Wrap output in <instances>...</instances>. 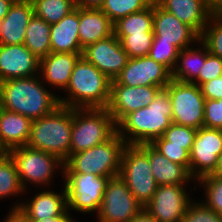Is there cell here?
I'll list each match as a JSON object with an SVG mask.
<instances>
[{
	"label": "cell",
	"mask_w": 222,
	"mask_h": 222,
	"mask_svg": "<svg viewBox=\"0 0 222 222\" xmlns=\"http://www.w3.org/2000/svg\"><path fill=\"white\" fill-rule=\"evenodd\" d=\"M162 88L159 86H124L111 84L108 113L118 124L127 114L148 106Z\"/></svg>",
	"instance_id": "obj_15"
},
{
	"label": "cell",
	"mask_w": 222,
	"mask_h": 222,
	"mask_svg": "<svg viewBox=\"0 0 222 222\" xmlns=\"http://www.w3.org/2000/svg\"><path fill=\"white\" fill-rule=\"evenodd\" d=\"M198 43L201 49L190 46L179 51L177 62L171 71L172 79L193 83L199 77L206 60V45L201 40Z\"/></svg>",
	"instance_id": "obj_27"
},
{
	"label": "cell",
	"mask_w": 222,
	"mask_h": 222,
	"mask_svg": "<svg viewBox=\"0 0 222 222\" xmlns=\"http://www.w3.org/2000/svg\"><path fill=\"white\" fill-rule=\"evenodd\" d=\"M171 79V71L148 55L129 58L126 66L111 84L131 87L159 86L164 89Z\"/></svg>",
	"instance_id": "obj_12"
},
{
	"label": "cell",
	"mask_w": 222,
	"mask_h": 222,
	"mask_svg": "<svg viewBox=\"0 0 222 222\" xmlns=\"http://www.w3.org/2000/svg\"><path fill=\"white\" fill-rule=\"evenodd\" d=\"M181 22L192 27L199 35L203 33L211 16V4L207 0H154Z\"/></svg>",
	"instance_id": "obj_20"
},
{
	"label": "cell",
	"mask_w": 222,
	"mask_h": 222,
	"mask_svg": "<svg viewBox=\"0 0 222 222\" xmlns=\"http://www.w3.org/2000/svg\"><path fill=\"white\" fill-rule=\"evenodd\" d=\"M79 7L50 28L51 52L83 53L79 37Z\"/></svg>",
	"instance_id": "obj_25"
},
{
	"label": "cell",
	"mask_w": 222,
	"mask_h": 222,
	"mask_svg": "<svg viewBox=\"0 0 222 222\" xmlns=\"http://www.w3.org/2000/svg\"><path fill=\"white\" fill-rule=\"evenodd\" d=\"M203 127L222 130V99H205Z\"/></svg>",
	"instance_id": "obj_41"
},
{
	"label": "cell",
	"mask_w": 222,
	"mask_h": 222,
	"mask_svg": "<svg viewBox=\"0 0 222 222\" xmlns=\"http://www.w3.org/2000/svg\"><path fill=\"white\" fill-rule=\"evenodd\" d=\"M73 108L60 105L50 114L32 121L26 146L56 155L63 162L70 156Z\"/></svg>",
	"instance_id": "obj_4"
},
{
	"label": "cell",
	"mask_w": 222,
	"mask_h": 222,
	"mask_svg": "<svg viewBox=\"0 0 222 222\" xmlns=\"http://www.w3.org/2000/svg\"><path fill=\"white\" fill-rule=\"evenodd\" d=\"M33 15L31 0L13 2L0 21V44H24L25 32Z\"/></svg>",
	"instance_id": "obj_21"
},
{
	"label": "cell",
	"mask_w": 222,
	"mask_h": 222,
	"mask_svg": "<svg viewBox=\"0 0 222 222\" xmlns=\"http://www.w3.org/2000/svg\"><path fill=\"white\" fill-rule=\"evenodd\" d=\"M34 15L49 25L58 23L64 16L76 9L75 0H31Z\"/></svg>",
	"instance_id": "obj_30"
},
{
	"label": "cell",
	"mask_w": 222,
	"mask_h": 222,
	"mask_svg": "<svg viewBox=\"0 0 222 222\" xmlns=\"http://www.w3.org/2000/svg\"><path fill=\"white\" fill-rule=\"evenodd\" d=\"M68 210L92 213L100 210L107 183L111 177L94 174L63 173Z\"/></svg>",
	"instance_id": "obj_10"
},
{
	"label": "cell",
	"mask_w": 222,
	"mask_h": 222,
	"mask_svg": "<svg viewBox=\"0 0 222 222\" xmlns=\"http://www.w3.org/2000/svg\"><path fill=\"white\" fill-rule=\"evenodd\" d=\"M114 34V23L100 9L79 8L78 37L82 49Z\"/></svg>",
	"instance_id": "obj_24"
},
{
	"label": "cell",
	"mask_w": 222,
	"mask_h": 222,
	"mask_svg": "<svg viewBox=\"0 0 222 222\" xmlns=\"http://www.w3.org/2000/svg\"><path fill=\"white\" fill-rule=\"evenodd\" d=\"M185 185H161L144 206L157 222H181L192 202Z\"/></svg>",
	"instance_id": "obj_14"
},
{
	"label": "cell",
	"mask_w": 222,
	"mask_h": 222,
	"mask_svg": "<svg viewBox=\"0 0 222 222\" xmlns=\"http://www.w3.org/2000/svg\"><path fill=\"white\" fill-rule=\"evenodd\" d=\"M171 124L172 104L164 88L148 106L127 114L117 124V133L127 145H140L163 136Z\"/></svg>",
	"instance_id": "obj_2"
},
{
	"label": "cell",
	"mask_w": 222,
	"mask_h": 222,
	"mask_svg": "<svg viewBox=\"0 0 222 222\" xmlns=\"http://www.w3.org/2000/svg\"><path fill=\"white\" fill-rule=\"evenodd\" d=\"M24 191L15 163L7 153H0V199L23 194Z\"/></svg>",
	"instance_id": "obj_31"
},
{
	"label": "cell",
	"mask_w": 222,
	"mask_h": 222,
	"mask_svg": "<svg viewBox=\"0 0 222 222\" xmlns=\"http://www.w3.org/2000/svg\"><path fill=\"white\" fill-rule=\"evenodd\" d=\"M4 222H31L28 218H26L18 209L12 210L7 215Z\"/></svg>",
	"instance_id": "obj_45"
},
{
	"label": "cell",
	"mask_w": 222,
	"mask_h": 222,
	"mask_svg": "<svg viewBox=\"0 0 222 222\" xmlns=\"http://www.w3.org/2000/svg\"><path fill=\"white\" fill-rule=\"evenodd\" d=\"M220 76H222V58L210 54L206 47L205 64L201 68L199 77L193 83L200 87L203 83Z\"/></svg>",
	"instance_id": "obj_40"
},
{
	"label": "cell",
	"mask_w": 222,
	"mask_h": 222,
	"mask_svg": "<svg viewBox=\"0 0 222 222\" xmlns=\"http://www.w3.org/2000/svg\"><path fill=\"white\" fill-rule=\"evenodd\" d=\"M128 222H157L152 215L143 208L139 213L132 217Z\"/></svg>",
	"instance_id": "obj_44"
},
{
	"label": "cell",
	"mask_w": 222,
	"mask_h": 222,
	"mask_svg": "<svg viewBox=\"0 0 222 222\" xmlns=\"http://www.w3.org/2000/svg\"><path fill=\"white\" fill-rule=\"evenodd\" d=\"M200 40L210 54L222 58V13H212Z\"/></svg>",
	"instance_id": "obj_33"
},
{
	"label": "cell",
	"mask_w": 222,
	"mask_h": 222,
	"mask_svg": "<svg viewBox=\"0 0 222 222\" xmlns=\"http://www.w3.org/2000/svg\"><path fill=\"white\" fill-rule=\"evenodd\" d=\"M181 222H222V215L208 208L203 202H191Z\"/></svg>",
	"instance_id": "obj_39"
},
{
	"label": "cell",
	"mask_w": 222,
	"mask_h": 222,
	"mask_svg": "<svg viewBox=\"0 0 222 222\" xmlns=\"http://www.w3.org/2000/svg\"><path fill=\"white\" fill-rule=\"evenodd\" d=\"M69 97H59L60 105L69 108H107L111 80L81 56L65 89Z\"/></svg>",
	"instance_id": "obj_3"
},
{
	"label": "cell",
	"mask_w": 222,
	"mask_h": 222,
	"mask_svg": "<svg viewBox=\"0 0 222 222\" xmlns=\"http://www.w3.org/2000/svg\"><path fill=\"white\" fill-rule=\"evenodd\" d=\"M196 133L197 129L172 123L163 137L168 141V145L182 146L190 153Z\"/></svg>",
	"instance_id": "obj_37"
},
{
	"label": "cell",
	"mask_w": 222,
	"mask_h": 222,
	"mask_svg": "<svg viewBox=\"0 0 222 222\" xmlns=\"http://www.w3.org/2000/svg\"><path fill=\"white\" fill-rule=\"evenodd\" d=\"M150 144L170 161L184 166L190 172V153L182 146L168 145L163 136L154 139Z\"/></svg>",
	"instance_id": "obj_36"
},
{
	"label": "cell",
	"mask_w": 222,
	"mask_h": 222,
	"mask_svg": "<svg viewBox=\"0 0 222 222\" xmlns=\"http://www.w3.org/2000/svg\"><path fill=\"white\" fill-rule=\"evenodd\" d=\"M121 47L128 54L129 58L148 56L152 47L153 32H143V34H129L126 36H116Z\"/></svg>",
	"instance_id": "obj_34"
},
{
	"label": "cell",
	"mask_w": 222,
	"mask_h": 222,
	"mask_svg": "<svg viewBox=\"0 0 222 222\" xmlns=\"http://www.w3.org/2000/svg\"><path fill=\"white\" fill-rule=\"evenodd\" d=\"M153 32V2L144 10L120 18L114 23V35L143 34Z\"/></svg>",
	"instance_id": "obj_29"
},
{
	"label": "cell",
	"mask_w": 222,
	"mask_h": 222,
	"mask_svg": "<svg viewBox=\"0 0 222 222\" xmlns=\"http://www.w3.org/2000/svg\"><path fill=\"white\" fill-rule=\"evenodd\" d=\"M178 53L179 50L172 43L153 40L149 56L172 71L177 62Z\"/></svg>",
	"instance_id": "obj_38"
},
{
	"label": "cell",
	"mask_w": 222,
	"mask_h": 222,
	"mask_svg": "<svg viewBox=\"0 0 222 222\" xmlns=\"http://www.w3.org/2000/svg\"><path fill=\"white\" fill-rule=\"evenodd\" d=\"M199 184H203L206 200L202 201L208 208L222 215V177L206 175L199 178Z\"/></svg>",
	"instance_id": "obj_35"
},
{
	"label": "cell",
	"mask_w": 222,
	"mask_h": 222,
	"mask_svg": "<svg viewBox=\"0 0 222 222\" xmlns=\"http://www.w3.org/2000/svg\"><path fill=\"white\" fill-rule=\"evenodd\" d=\"M13 2H22V1H26V0H12Z\"/></svg>",
	"instance_id": "obj_51"
},
{
	"label": "cell",
	"mask_w": 222,
	"mask_h": 222,
	"mask_svg": "<svg viewBox=\"0 0 222 222\" xmlns=\"http://www.w3.org/2000/svg\"><path fill=\"white\" fill-rule=\"evenodd\" d=\"M210 175L216 177H222V153L218 156L217 166Z\"/></svg>",
	"instance_id": "obj_48"
},
{
	"label": "cell",
	"mask_w": 222,
	"mask_h": 222,
	"mask_svg": "<svg viewBox=\"0 0 222 222\" xmlns=\"http://www.w3.org/2000/svg\"><path fill=\"white\" fill-rule=\"evenodd\" d=\"M222 153V130L200 127L190 151V174L199 178L211 174Z\"/></svg>",
	"instance_id": "obj_13"
},
{
	"label": "cell",
	"mask_w": 222,
	"mask_h": 222,
	"mask_svg": "<svg viewBox=\"0 0 222 222\" xmlns=\"http://www.w3.org/2000/svg\"><path fill=\"white\" fill-rule=\"evenodd\" d=\"M40 59L24 44H0V82L38 74Z\"/></svg>",
	"instance_id": "obj_18"
},
{
	"label": "cell",
	"mask_w": 222,
	"mask_h": 222,
	"mask_svg": "<svg viewBox=\"0 0 222 222\" xmlns=\"http://www.w3.org/2000/svg\"><path fill=\"white\" fill-rule=\"evenodd\" d=\"M32 120L19 113L0 108V153L26 146Z\"/></svg>",
	"instance_id": "obj_23"
},
{
	"label": "cell",
	"mask_w": 222,
	"mask_h": 222,
	"mask_svg": "<svg viewBox=\"0 0 222 222\" xmlns=\"http://www.w3.org/2000/svg\"><path fill=\"white\" fill-rule=\"evenodd\" d=\"M153 40L172 43L179 51L200 40V35L153 1ZM191 43V44H190Z\"/></svg>",
	"instance_id": "obj_17"
},
{
	"label": "cell",
	"mask_w": 222,
	"mask_h": 222,
	"mask_svg": "<svg viewBox=\"0 0 222 222\" xmlns=\"http://www.w3.org/2000/svg\"><path fill=\"white\" fill-rule=\"evenodd\" d=\"M148 157L153 177L161 185H185L194 179L182 165L173 163L148 143Z\"/></svg>",
	"instance_id": "obj_26"
},
{
	"label": "cell",
	"mask_w": 222,
	"mask_h": 222,
	"mask_svg": "<svg viewBox=\"0 0 222 222\" xmlns=\"http://www.w3.org/2000/svg\"><path fill=\"white\" fill-rule=\"evenodd\" d=\"M154 0H104L100 10L113 22L147 8Z\"/></svg>",
	"instance_id": "obj_32"
},
{
	"label": "cell",
	"mask_w": 222,
	"mask_h": 222,
	"mask_svg": "<svg viewBox=\"0 0 222 222\" xmlns=\"http://www.w3.org/2000/svg\"><path fill=\"white\" fill-rule=\"evenodd\" d=\"M212 12L222 13V0H216L212 5Z\"/></svg>",
	"instance_id": "obj_49"
},
{
	"label": "cell",
	"mask_w": 222,
	"mask_h": 222,
	"mask_svg": "<svg viewBox=\"0 0 222 222\" xmlns=\"http://www.w3.org/2000/svg\"><path fill=\"white\" fill-rule=\"evenodd\" d=\"M119 176L143 207L153 198L158 184L149 163L148 143L125 146Z\"/></svg>",
	"instance_id": "obj_7"
},
{
	"label": "cell",
	"mask_w": 222,
	"mask_h": 222,
	"mask_svg": "<svg viewBox=\"0 0 222 222\" xmlns=\"http://www.w3.org/2000/svg\"><path fill=\"white\" fill-rule=\"evenodd\" d=\"M82 56L111 81L121 73L129 59L114 34L88 45L83 49Z\"/></svg>",
	"instance_id": "obj_16"
},
{
	"label": "cell",
	"mask_w": 222,
	"mask_h": 222,
	"mask_svg": "<svg viewBox=\"0 0 222 222\" xmlns=\"http://www.w3.org/2000/svg\"><path fill=\"white\" fill-rule=\"evenodd\" d=\"M165 89L172 104V123L197 130L203 127L205 98L201 88L171 79Z\"/></svg>",
	"instance_id": "obj_9"
},
{
	"label": "cell",
	"mask_w": 222,
	"mask_h": 222,
	"mask_svg": "<svg viewBox=\"0 0 222 222\" xmlns=\"http://www.w3.org/2000/svg\"><path fill=\"white\" fill-rule=\"evenodd\" d=\"M143 208L118 175L107 183L97 218L99 222H128Z\"/></svg>",
	"instance_id": "obj_11"
},
{
	"label": "cell",
	"mask_w": 222,
	"mask_h": 222,
	"mask_svg": "<svg viewBox=\"0 0 222 222\" xmlns=\"http://www.w3.org/2000/svg\"><path fill=\"white\" fill-rule=\"evenodd\" d=\"M127 144L116 133L110 140L70 155L63 162V173L94 174L115 177L120 174L121 158Z\"/></svg>",
	"instance_id": "obj_5"
},
{
	"label": "cell",
	"mask_w": 222,
	"mask_h": 222,
	"mask_svg": "<svg viewBox=\"0 0 222 222\" xmlns=\"http://www.w3.org/2000/svg\"><path fill=\"white\" fill-rule=\"evenodd\" d=\"M69 210H67L63 215L58 217H47L45 219L37 220V221H31V222H75V220H72L71 216H69Z\"/></svg>",
	"instance_id": "obj_46"
},
{
	"label": "cell",
	"mask_w": 222,
	"mask_h": 222,
	"mask_svg": "<svg viewBox=\"0 0 222 222\" xmlns=\"http://www.w3.org/2000/svg\"><path fill=\"white\" fill-rule=\"evenodd\" d=\"M50 28L51 25L35 15L27 26L24 45L39 59L51 53Z\"/></svg>",
	"instance_id": "obj_28"
},
{
	"label": "cell",
	"mask_w": 222,
	"mask_h": 222,
	"mask_svg": "<svg viewBox=\"0 0 222 222\" xmlns=\"http://www.w3.org/2000/svg\"><path fill=\"white\" fill-rule=\"evenodd\" d=\"M200 88L205 99H222V76L203 83Z\"/></svg>",
	"instance_id": "obj_42"
},
{
	"label": "cell",
	"mask_w": 222,
	"mask_h": 222,
	"mask_svg": "<svg viewBox=\"0 0 222 222\" xmlns=\"http://www.w3.org/2000/svg\"><path fill=\"white\" fill-rule=\"evenodd\" d=\"M7 154L15 163L24 190L27 182H31L33 185H48L59 165L63 170V161L56 155L28 146L13 148Z\"/></svg>",
	"instance_id": "obj_8"
},
{
	"label": "cell",
	"mask_w": 222,
	"mask_h": 222,
	"mask_svg": "<svg viewBox=\"0 0 222 222\" xmlns=\"http://www.w3.org/2000/svg\"><path fill=\"white\" fill-rule=\"evenodd\" d=\"M37 75L0 82V108L33 120L50 114L60 106L59 96L48 91Z\"/></svg>",
	"instance_id": "obj_1"
},
{
	"label": "cell",
	"mask_w": 222,
	"mask_h": 222,
	"mask_svg": "<svg viewBox=\"0 0 222 222\" xmlns=\"http://www.w3.org/2000/svg\"><path fill=\"white\" fill-rule=\"evenodd\" d=\"M12 4H13L12 0H0V21L8 13Z\"/></svg>",
	"instance_id": "obj_47"
},
{
	"label": "cell",
	"mask_w": 222,
	"mask_h": 222,
	"mask_svg": "<svg viewBox=\"0 0 222 222\" xmlns=\"http://www.w3.org/2000/svg\"><path fill=\"white\" fill-rule=\"evenodd\" d=\"M62 193L43 191L37 193L30 203H16L12 210H19L30 221H37L47 217H58L68 210L65 186Z\"/></svg>",
	"instance_id": "obj_19"
},
{
	"label": "cell",
	"mask_w": 222,
	"mask_h": 222,
	"mask_svg": "<svg viewBox=\"0 0 222 222\" xmlns=\"http://www.w3.org/2000/svg\"><path fill=\"white\" fill-rule=\"evenodd\" d=\"M82 53L51 52L40 59V76L53 87L65 89L69 85L71 73Z\"/></svg>",
	"instance_id": "obj_22"
},
{
	"label": "cell",
	"mask_w": 222,
	"mask_h": 222,
	"mask_svg": "<svg viewBox=\"0 0 222 222\" xmlns=\"http://www.w3.org/2000/svg\"><path fill=\"white\" fill-rule=\"evenodd\" d=\"M211 5L216 1V0H207Z\"/></svg>",
	"instance_id": "obj_50"
},
{
	"label": "cell",
	"mask_w": 222,
	"mask_h": 222,
	"mask_svg": "<svg viewBox=\"0 0 222 222\" xmlns=\"http://www.w3.org/2000/svg\"><path fill=\"white\" fill-rule=\"evenodd\" d=\"M117 124L106 108H73L70 155L110 140Z\"/></svg>",
	"instance_id": "obj_6"
},
{
	"label": "cell",
	"mask_w": 222,
	"mask_h": 222,
	"mask_svg": "<svg viewBox=\"0 0 222 222\" xmlns=\"http://www.w3.org/2000/svg\"><path fill=\"white\" fill-rule=\"evenodd\" d=\"M76 7L100 9L104 0H75Z\"/></svg>",
	"instance_id": "obj_43"
}]
</instances>
